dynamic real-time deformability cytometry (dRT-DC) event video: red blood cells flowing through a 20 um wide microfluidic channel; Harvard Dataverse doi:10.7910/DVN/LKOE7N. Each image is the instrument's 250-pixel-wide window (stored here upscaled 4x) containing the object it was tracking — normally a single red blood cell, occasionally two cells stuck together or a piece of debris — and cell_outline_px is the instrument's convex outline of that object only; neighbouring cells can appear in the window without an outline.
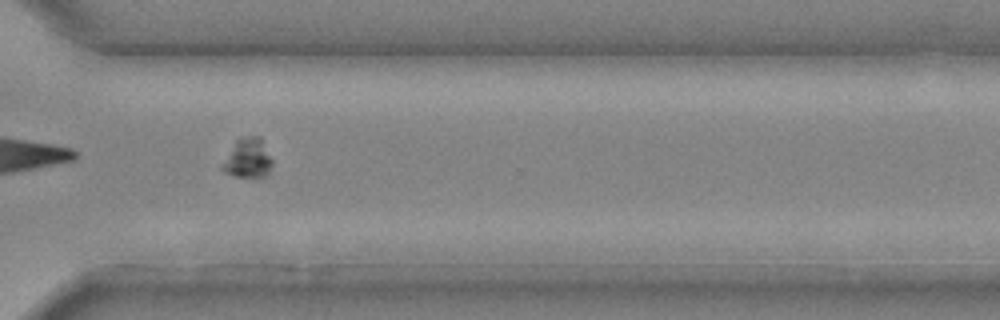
{"species": "common noctule bat (a hibernating species)", "species_latin": "Nyctalus noctula", "temperature_condition": "cold", "stored_images_in_passage": 23, "camera_frame_rate_fps": 3000, "um_per_image_px": 0.085, "animal": {"sex": "male", "body_mass_g": 20.4}, "frame": {"image": 1, "passage_image": 17, "time_ms": 5.333, "image_size_px": [1000, 320], "cell_outline_px": [[272, 164], [268, 172], [264, 176], [232, 176], [224, 172], [220, 168], [220, 164], [236, 140], [248, 136], [260, 136], [272, 160]], "centroid_in_image_um": [21.02, 13.45], "position_along_channel_um": 349.6, "area_um2": 11.39}}
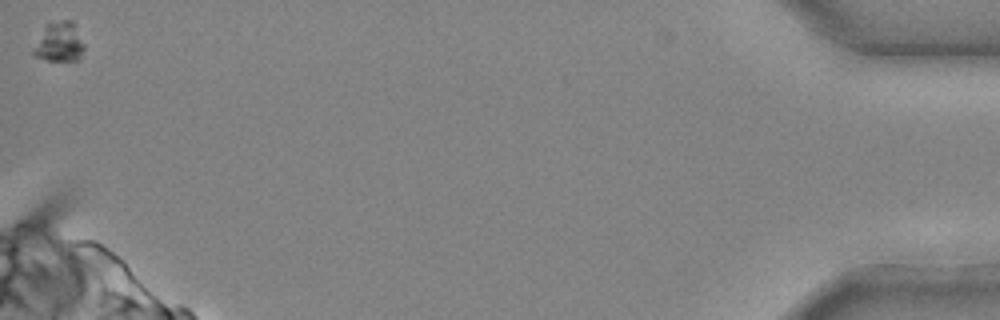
{"frame": {"image": 2, "passage_image": 23, "time_ms": 7.333, "image_size_px": [1000, 320], "cell_outline_px": [[84, 48], [80, 56], [76, 60], [48, 60], [36, 56], [32, 52], [32, 48], [48, 24], [60, 20], [68, 20], [72, 24], [84, 44]], "centroid_in_image_um": [5.02, 3.61], "position_along_channel_um": 430.2, "area_um2": 11.1}}